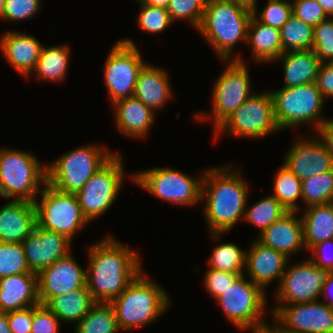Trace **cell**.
<instances>
[{
    "instance_id": "b9f144b4",
    "label": "cell",
    "mask_w": 333,
    "mask_h": 333,
    "mask_svg": "<svg viewBox=\"0 0 333 333\" xmlns=\"http://www.w3.org/2000/svg\"><path fill=\"white\" fill-rule=\"evenodd\" d=\"M312 50L321 63L333 62V17H328L314 27Z\"/></svg>"
},
{
    "instance_id": "7c38bea8",
    "label": "cell",
    "mask_w": 333,
    "mask_h": 333,
    "mask_svg": "<svg viewBox=\"0 0 333 333\" xmlns=\"http://www.w3.org/2000/svg\"><path fill=\"white\" fill-rule=\"evenodd\" d=\"M39 194L41 199L34 202L38 227L72 241L74 235L90 223L82 213L76 194L59 192L48 183Z\"/></svg>"
},
{
    "instance_id": "91938a15",
    "label": "cell",
    "mask_w": 333,
    "mask_h": 333,
    "mask_svg": "<svg viewBox=\"0 0 333 333\" xmlns=\"http://www.w3.org/2000/svg\"><path fill=\"white\" fill-rule=\"evenodd\" d=\"M256 333H271L267 328L256 330Z\"/></svg>"
},
{
    "instance_id": "ac0fdd59",
    "label": "cell",
    "mask_w": 333,
    "mask_h": 333,
    "mask_svg": "<svg viewBox=\"0 0 333 333\" xmlns=\"http://www.w3.org/2000/svg\"><path fill=\"white\" fill-rule=\"evenodd\" d=\"M87 272L70 252L38 274V299L45 305L52 297L86 286Z\"/></svg>"
},
{
    "instance_id": "94428289",
    "label": "cell",
    "mask_w": 333,
    "mask_h": 333,
    "mask_svg": "<svg viewBox=\"0 0 333 333\" xmlns=\"http://www.w3.org/2000/svg\"><path fill=\"white\" fill-rule=\"evenodd\" d=\"M135 1H137L138 3H142L144 0H135Z\"/></svg>"
},
{
    "instance_id": "cb8c5ba5",
    "label": "cell",
    "mask_w": 333,
    "mask_h": 333,
    "mask_svg": "<svg viewBox=\"0 0 333 333\" xmlns=\"http://www.w3.org/2000/svg\"><path fill=\"white\" fill-rule=\"evenodd\" d=\"M167 71L148 62L141 68L134 89L136 99L157 112L172 98V84Z\"/></svg>"
},
{
    "instance_id": "8fae6325",
    "label": "cell",
    "mask_w": 333,
    "mask_h": 333,
    "mask_svg": "<svg viewBox=\"0 0 333 333\" xmlns=\"http://www.w3.org/2000/svg\"><path fill=\"white\" fill-rule=\"evenodd\" d=\"M279 131L281 132L274 117L272 95L267 90L253 93L214 130L213 140L217 141L222 134L238 138H263Z\"/></svg>"
},
{
    "instance_id": "9a60e30c",
    "label": "cell",
    "mask_w": 333,
    "mask_h": 333,
    "mask_svg": "<svg viewBox=\"0 0 333 333\" xmlns=\"http://www.w3.org/2000/svg\"><path fill=\"white\" fill-rule=\"evenodd\" d=\"M330 274V271L320 269L309 259L294 265L288 262L281 282L274 292L276 304L318 301Z\"/></svg>"
},
{
    "instance_id": "bcb514c9",
    "label": "cell",
    "mask_w": 333,
    "mask_h": 333,
    "mask_svg": "<svg viewBox=\"0 0 333 333\" xmlns=\"http://www.w3.org/2000/svg\"><path fill=\"white\" fill-rule=\"evenodd\" d=\"M59 318L46 306H33L31 333H60Z\"/></svg>"
},
{
    "instance_id": "d6a6232c",
    "label": "cell",
    "mask_w": 333,
    "mask_h": 333,
    "mask_svg": "<svg viewBox=\"0 0 333 333\" xmlns=\"http://www.w3.org/2000/svg\"><path fill=\"white\" fill-rule=\"evenodd\" d=\"M273 182L271 196L275 197L288 211L300 212L301 207L297 200H302L301 180L283 164L277 169Z\"/></svg>"
},
{
    "instance_id": "60d3db41",
    "label": "cell",
    "mask_w": 333,
    "mask_h": 333,
    "mask_svg": "<svg viewBox=\"0 0 333 333\" xmlns=\"http://www.w3.org/2000/svg\"><path fill=\"white\" fill-rule=\"evenodd\" d=\"M262 8L260 12L256 9L252 15L258 21L279 30L293 14L292 2L285 0H268Z\"/></svg>"
},
{
    "instance_id": "f35d334b",
    "label": "cell",
    "mask_w": 333,
    "mask_h": 333,
    "mask_svg": "<svg viewBox=\"0 0 333 333\" xmlns=\"http://www.w3.org/2000/svg\"><path fill=\"white\" fill-rule=\"evenodd\" d=\"M207 0H170L167 12L172 22L187 20L195 30L201 25Z\"/></svg>"
},
{
    "instance_id": "f546056e",
    "label": "cell",
    "mask_w": 333,
    "mask_h": 333,
    "mask_svg": "<svg viewBox=\"0 0 333 333\" xmlns=\"http://www.w3.org/2000/svg\"><path fill=\"white\" fill-rule=\"evenodd\" d=\"M95 303L86 285L83 288L52 297L45 305L62 323L75 322L76 326Z\"/></svg>"
},
{
    "instance_id": "e0dca14e",
    "label": "cell",
    "mask_w": 333,
    "mask_h": 333,
    "mask_svg": "<svg viewBox=\"0 0 333 333\" xmlns=\"http://www.w3.org/2000/svg\"><path fill=\"white\" fill-rule=\"evenodd\" d=\"M315 135L298 136L284 156L283 164L301 181L333 169L332 155Z\"/></svg>"
},
{
    "instance_id": "9c48e42d",
    "label": "cell",
    "mask_w": 333,
    "mask_h": 333,
    "mask_svg": "<svg viewBox=\"0 0 333 333\" xmlns=\"http://www.w3.org/2000/svg\"><path fill=\"white\" fill-rule=\"evenodd\" d=\"M267 294L245 274L240 275L216 301L227 320L239 330H261L268 324L264 319Z\"/></svg>"
},
{
    "instance_id": "db71d44e",
    "label": "cell",
    "mask_w": 333,
    "mask_h": 333,
    "mask_svg": "<svg viewBox=\"0 0 333 333\" xmlns=\"http://www.w3.org/2000/svg\"><path fill=\"white\" fill-rule=\"evenodd\" d=\"M237 6L243 7L250 12H254L257 8V0H229Z\"/></svg>"
},
{
    "instance_id": "f6af8a7d",
    "label": "cell",
    "mask_w": 333,
    "mask_h": 333,
    "mask_svg": "<svg viewBox=\"0 0 333 333\" xmlns=\"http://www.w3.org/2000/svg\"><path fill=\"white\" fill-rule=\"evenodd\" d=\"M240 275L243 274L208 269L204 276L203 285L206 291L216 300L230 285L234 284Z\"/></svg>"
},
{
    "instance_id": "680465c9",
    "label": "cell",
    "mask_w": 333,
    "mask_h": 333,
    "mask_svg": "<svg viewBox=\"0 0 333 333\" xmlns=\"http://www.w3.org/2000/svg\"><path fill=\"white\" fill-rule=\"evenodd\" d=\"M5 0H0V18L4 19Z\"/></svg>"
},
{
    "instance_id": "f1b7e54d",
    "label": "cell",
    "mask_w": 333,
    "mask_h": 333,
    "mask_svg": "<svg viewBox=\"0 0 333 333\" xmlns=\"http://www.w3.org/2000/svg\"><path fill=\"white\" fill-rule=\"evenodd\" d=\"M301 216L303 241L307 250L314 245L333 239V203L305 208Z\"/></svg>"
},
{
    "instance_id": "74e56055",
    "label": "cell",
    "mask_w": 333,
    "mask_h": 333,
    "mask_svg": "<svg viewBox=\"0 0 333 333\" xmlns=\"http://www.w3.org/2000/svg\"><path fill=\"white\" fill-rule=\"evenodd\" d=\"M21 273H33L27 264L22 243L0 242V279Z\"/></svg>"
},
{
    "instance_id": "d590c367",
    "label": "cell",
    "mask_w": 333,
    "mask_h": 333,
    "mask_svg": "<svg viewBox=\"0 0 333 333\" xmlns=\"http://www.w3.org/2000/svg\"><path fill=\"white\" fill-rule=\"evenodd\" d=\"M304 208L333 203V169L301 181Z\"/></svg>"
},
{
    "instance_id": "7dc6e473",
    "label": "cell",
    "mask_w": 333,
    "mask_h": 333,
    "mask_svg": "<svg viewBox=\"0 0 333 333\" xmlns=\"http://www.w3.org/2000/svg\"><path fill=\"white\" fill-rule=\"evenodd\" d=\"M309 251L312 253L309 259L317 267L333 273V239L320 242L314 245Z\"/></svg>"
},
{
    "instance_id": "484cf974",
    "label": "cell",
    "mask_w": 333,
    "mask_h": 333,
    "mask_svg": "<svg viewBox=\"0 0 333 333\" xmlns=\"http://www.w3.org/2000/svg\"><path fill=\"white\" fill-rule=\"evenodd\" d=\"M38 274L21 273L0 279V312L39 305Z\"/></svg>"
},
{
    "instance_id": "d4e9b609",
    "label": "cell",
    "mask_w": 333,
    "mask_h": 333,
    "mask_svg": "<svg viewBox=\"0 0 333 333\" xmlns=\"http://www.w3.org/2000/svg\"><path fill=\"white\" fill-rule=\"evenodd\" d=\"M115 125L127 138L143 139L153 126L155 112L135 97L124 98L112 104Z\"/></svg>"
},
{
    "instance_id": "ffe728a7",
    "label": "cell",
    "mask_w": 333,
    "mask_h": 333,
    "mask_svg": "<svg viewBox=\"0 0 333 333\" xmlns=\"http://www.w3.org/2000/svg\"><path fill=\"white\" fill-rule=\"evenodd\" d=\"M245 271L247 278L259 285L264 291L269 284L278 280L279 286L288 262L291 260L285 254L253 240L249 250H246Z\"/></svg>"
},
{
    "instance_id": "6da1fadb",
    "label": "cell",
    "mask_w": 333,
    "mask_h": 333,
    "mask_svg": "<svg viewBox=\"0 0 333 333\" xmlns=\"http://www.w3.org/2000/svg\"><path fill=\"white\" fill-rule=\"evenodd\" d=\"M86 285L95 302L110 303L143 271L140 253L104 236L88 248Z\"/></svg>"
},
{
    "instance_id": "11a10c76",
    "label": "cell",
    "mask_w": 333,
    "mask_h": 333,
    "mask_svg": "<svg viewBox=\"0 0 333 333\" xmlns=\"http://www.w3.org/2000/svg\"><path fill=\"white\" fill-rule=\"evenodd\" d=\"M0 333H12L7 319V314L3 312H0Z\"/></svg>"
},
{
    "instance_id": "52a82bcc",
    "label": "cell",
    "mask_w": 333,
    "mask_h": 333,
    "mask_svg": "<svg viewBox=\"0 0 333 333\" xmlns=\"http://www.w3.org/2000/svg\"><path fill=\"white\" fill-rule=\"evenodd\" d=\"M270 92L275 121L281 131L312 124L315 132L328 119L323 116L326 101L315 82Z\"/></svg>"
},
{
    "instance_id": "30bf717a",
    "label": "cell",
    "mask_w": 333,
    "mask_h": 333,
    "mask_svg": "<svg viewBox=\"0 0 333 333\" xmlns=\"http://www.w3.org/2000/svg\"><path fill=\"white\" fill-rule=\"evenodd\" d=\"M221 62L227 65L213 85L211 113L193 115L198 121H213L214 130L253 95L246 62L242 59Z\"/></svg>"
},
{
    "instance_id": "d6986e66",
    "label": "cell",
    "mask_w": 333,
    "mask_h": 333,
    "mask_svg": "<svg viewBox=\"0 0 333 333\" xmlns=\"http://www.w3.org/2000/svg\"><path fill=\"white\" fill-rule=\"evenodd\" d=\"M21 243L30 271L36 274L67 256L72 248L66 236L37 225Z\"/></svg>"
},
{
    "instance_id": "e575fe53",
    "label": "cell",
    "mask_w": 333,
    "mask_h": 333,
    "mask_svg": "<svg viewBox=\"0 0 333 333\" xmlns=\"http://www.w3.org/2000/svg\"><path fill=\"white\" fill-rule=\"evenodd\" d=\"M246 207L244 221L255 225L259 229V233L289 212L271 194L255 202L250 207Z\"/></svg>"
},
{
    "instance_id": "681fc988",
    "label": "cell",
    "mask_w": 333,
    "mask_h": 333,
    "mask_svg": "<svg viewBox=\"0 0 333 333\" xmlns=\"http://www.w3.org/2000/svg\"><path fill=\"white\" fill-rule=\"evenodd\" d=\"M315 83L325 101L333 98V62L320 64Z\"/></svg>"
},
{
    "instance_id": "8992f818",
    "label": "cell",
    "mask_w": 333,
    "mask_h": 333,
    "mask_svg": "<svg viewBox=\"0 0 333 333\" xmlns=\"http://www.w3.org/2000/svg\"><path fill=\"white\" fill-rule=\"evenodd\" d=\"M114 154L91 143L67 151L47 165V183L59 192L76 194Z\"/></svg>"
},
{
    "instance_id": "603a6c76",
    "label": "cell",
    "mask_w": 333,
    "mask_h": 333,
    "mask_svg": "<svg viewBox=\"0 0 333 333\" xmlns=\"http://www.w3.org/2000/svg\"><path fill=\"white\" fill-rule=\"evenodd\" d=\"M36 225L34 203L11 199L0 207V242L21 243Z\"/></svg>"
},
{
    "instance_id": "7a4b0ae2",
    "label": "cell",
    "mask_w": 333,
    "mask_h": 333,
    "mask_svg": "<svg viewBox=\"0 0 333 333\" xmlns=\"http://www.w3.org/2000/svg\"><path fill=\"white\" fill-rule=\"evenodd\" d=\"M241 171L232 164L205 170L201 200H205L203 214L213 241L220 240L239 220H244L249 204V183L243 179Z\"/></svg>"
},
{
    "instance_id": "4316f807",
    "label": "cell",
    "mask_w": 333,
    "mask_h": 333,
    "mask_svg": "<svg viewBox=\"0 0 333 333\" xmlns=\"http://www.w3.org/2000/svg\"><path fill=\"white\" fill-rule=\"evenodd\" d=\"M276 61L283 64V87H298L316 82L321 62L312 49L289 51L283 53L274 62Z\"/></svg>"
},
{
    "instance_id": "ba28073f",
    "label": "cell",
    "mask_w": 333,
    "mask_h": 333,
    "mask_svg": "<svg viewBox=\"0 0 333 333\" xmlns=\"http://www.w3.org/2000/svg\"><path fill=\"white\" fill-rule=\"evenodd\" d=\"M205 171L198 176H188L169 167H153L131 174L137 186L157 198L181 206H195L201 200L202 181Z\"/></svg>"
},
{
    "instance_id": "4dcf8cb0",
    "label": "cell",
    "mask_w": 333,
    "mask_h": 333,
    "mask_svg": "<svg viewBox=\"0 0 333 333\" xmlns=\"http://www.w3.org/2000/svg\"><path fill=\"white\" fill-rule=\"evenodd\" d=\"M70 47L68 45H54L41 49L38 62L32 74L37 76L38 80H48L51 82H61L65 80L68 72Z\"/></svg>"
},
{
    "instance_id": "f907efd6",
    "label": "cell",
    "mask_w": 333,
    "mask_h": 333,
    "mask_svg": "<svg viewBox=\"0 0 333 333\" xmlns=\"http://www.w3.org/2000/svg\"><path fill=\"white\" fill-rule=\"evenodd\" d=\"M314 133L318 135L319 141L333 157V118L327 119Z\"/></svg>"
},
{
    "instance_id": "816d5d0a",
    "label": "cell",
    "mask_w": 333,
    "mask_h": 333,
    "mask_svg": "<svg viewBox=\"0 0 333 333\" xmlns=\"http://www.w3.org/2000/svg\"><path fill=\"white\" fill-rule=\"evenodd\" d=\"M321 297L325 300L323 302L333 309V273L330 274L322 287Z\"/></svg>"
},
{
    "instance_id": "ee69618b",
    "label": "cell",
    "mask_w": 333,
    "mask_h": 333,
    "mask_svg": "<svg viewBox=\"0 0 333 333\" xmlns=\"http://www.w3.org/2000/svg\"><path fill=\"white\" fill-rule=\"evenodd\" d=\"M292 13L313 27L328 18L317 0H294L292 2Z\"/></svg>"
},
{
    "instance_id": "7402d4cb",
    "label": "cell",
    "mask_w": 333,
    "mask_h": 333,
    "mask_svg": "<svg viewBox=\"0 0 333 333\" xmlns=\"http://www.w3.org/2000/svg\"><path fill=\"white\" fill-rule=\"evenodd\" d=\"M43 45L36 37L17 31H6L0 36V50L16 72L29 79L35 69Z\"/></svg>"
},
{
    "instance_id": "5bb4252c",
    "label": "cell",
    "mask_w": 333,
    "mask_h": 333,
    "mask_svg": "<svg viewBox=\"0 0 333 333\" xmlns=\"http://www.w3.org/2000/svg\"><path fill=\"white\" fill-rule=\"evenodd\" d=\"M131 38H123L110 48L104 64V84L111 104L134 95L141 68L147 63Z\"/></svg>"
},
{
    "instance_id": "c3c4849f",
    "label": "cell",
    "mask_w": 333,
    "mask_h": 333,
    "mask_svg": "<svg viewBox=\"0 0 333 333\" xmlns=\"http://www.w3.org/2000/svg\"><path fill=\"white\" fill-rule=\"evenodd\" d=\"M6 314L12 333H31L33 306Z\"/></svg>"
},
{
    "instance_id": "1f68e13d",
    "label": "cell",
    "mask_w": 333,
    "mask_h": 333,
    "mask_svg": "<svg viewBox=\"0 0 333 333\" xmlns=\"http://www.w3.org/2000/svg\"><path fill=\"white\" fill-rule=\"evenodd\" d=\"M74 329V333L120 332L114 308L104 302H96Z\"/></svg>"
},
{
    "instance_id": "4fadbf2b",
    "label": "cell",
    "mask_w": 333,
    "mask_h": 333,
    "mask_svg": "<svg viewBox=\"0 0 333 333\" xmlns=\"http://www.w3.org/2000/svg\"><path fill=\"white\" fill-rule=\"evenodd\" d=\"M124 162L115 153L76 193L83 215L91 223L114 204L125 177Z\"/></svg>"
},
{
    "instance_id": "44dd1931",
    "label": "cell",
    "mask_w": 333,
    "mask_h": 333,
    "mask_svg": "<svg viewBox=\"0 0 333 333\" xmlns=\"http://www.w3.org/2000/svg\"><path fill=\"white\" fill-rule=\"evenodd\" d=\"M298 216V211H289L259 233L256 240L292 259L291 256L299 253V250L306 249L303 241V224L301 217Z\"/></svg>"
},
{
    "instance_id": "f5cc1de1",
    "label": "cell",
    "mask_w": 333,
    "mask_h": 333,
    "mask_svg": "<svg viewBox=\"0 0 333 333\" xmlns=\"http://www.w3.org/2000/svg\"><path fill=\"white\" fill-rule=\"evenodd\" d=\"M273 326L271 324H267L266 328L271 332V333H299L296 331L288 330L285 328L273 315Z\"/></svg>"
},
{
    "instance_id": "6f0895ef",
    "label": "cell",
    "mask_w": 333,
    "mask_h": 333,
    "mask_svg": "<svg viewBox=\"0 0 333 333\" xmlns=\"http://www.w3.org/2000/svg\"><path fill=\"white\" fill-rule=\"evenodd\" d=\"M170 0H144L142 4L167 8Z\"/></svg>"
},
{
    "instance_id": "9f6ffc18",
    "label": "cell",
    "mask_w": 333,
    "mask_h": 333,
    "mask_svg": "<svg viewBox=\"0 0 333 333\" xmlns=\"http://www.w3.org/2000/svg\"><path fill=\"white\" fill-rule=\"evenodd\" d=\"M328 17H333V0H317Z\"/></svg>"
},
{
    "instance_id": "2e32d148",
    "label": "cell",
    "mask_w": 333,
    "mask_h": 333,
    "mask_svg": "<svg viewBox=\"0 0 333 333\" xmlns=\"http://www.w3.org/2000/svg\"><path fill=\"white\" fill-rule=\"evenodd\" d=\"M274 306L271 314L288 330L299 333H333V309L322 300Z\"/></svg>"
},
{
    "instance_id": "7bdbcfd3",
    "label": "cell",
    "mask_w": 333,
    "mask_h": 333,
    "mask_svg": "<svg viewBox=\"0 0 333 333\" xmlns=\"http://www.w3.org/2000/svg\"><path fill=\"white\" fill-rule=\"evenodd\" d=\"M41 0H5L4 20L20 22L33 18L41 9Z\"/></svg>"
},
{
    "instance_id": "8d00e7d4",
    "label": "cell",
    "mask_w": 333,
    "mask_h": 333,
    "mask_svg": "<svg viewBox=\"0 0 333 333\" xmlns=\"http://www.w3.org/2000/svg\"><path fill=\"white\" fill-rule=\"evenodd\" d=\"M245 260L246 250L243 251L232 242L219 243L214 246L212 255L208 258V266L209 269L244 274Z\"/></svg>"
},
{
    "instance_id": "83f0119b",
    "label": "cell",
    "mask_w": 333,
    "mask_h": 333,
    "mask_svg": "<svg viewBox=\"0 0 333 333\" xmlns=\"http://www.w3.org/2000/svg\"><path fill=\"white\" fill-rule=\"evenodd\" d=\"M257 64L274 63L283 54L280 30L258 21L253 15L248 24L247 41Z\"/></svg>"
},
{
    "instance_id": "277c9868",
    "label": "cell",
    "mask_w": 333,
    "mask_h": 333,
    "mask_svg": "<svg viewBox=\"0 0 333 333\" xmlns=\"http://www.w3.org/2000/svg\"><path fill=\"white\" fill-rule=\"evenodd\" d=\"M252 12L237 6L229 0H207L203 20L198 32L211 45L221 60H238L233 56L234 46L247 41L248 24Z\"/></svg>"
},
{
    "instance_id": "ab89813d",
    "label": "cell",
    "mask_w": 333,
    "mask_h": 333,
    "mask_svg": "<svg viewBox=\"0 0 333 333\" xmlns=\"http://www.w3.org/2000/svg\"><path fill=\"white\" fill-rule=\"evenodd\" d=\"M140 7L137 15L138 27L150 34L162 33L172 25V20L166 8L139 3Z\"/></svg>"
},
{
    "instance_id": "3957f363",
    "label": "cell",
    "mask_w": 333,
    "mask_h": 333,
    "mask_svg": "<svg viewBox=\"0 0 333 333\" xmlns=\"http://www.w3.org/2000/svg\"><path fill=\"white\" fill-rule=\"evenodd\" d=\"M167 291L143 271L110 302L120 331H133L152 324L170 307Z\"/></svg>"
},
{
    "instance_id": "5b68a950",
    "label": "cell",
    "mask_w": 333,
    "mask_h": 333,
    "mask_svg": "<svg viewBox=\"0 0 333 333\" xmlns=\"http://www.w3.org/2000/svg\"><path fill=\"white\" fill-rule=\"evenodd\" d=\"M47 184V164L29 151L0 148V196L34 203Z\"/></svg>"
},
{
    "instance_id": "836d02e7",
    "label": "cell",
    "mask_w": 333,
    "mask_h": 333,
    "mask_svg": "<svg viewBox=\"0 0 333 333\" xmlns=\"http://www.w3.org/2000/svg\"><path fill=\"white\" fill-rule=\"evenodd\" d=\"M281 43L283 53L312 49L314 41V27L306 24L293 14L281 27Z\"/></svg>"
}]
</instances>
